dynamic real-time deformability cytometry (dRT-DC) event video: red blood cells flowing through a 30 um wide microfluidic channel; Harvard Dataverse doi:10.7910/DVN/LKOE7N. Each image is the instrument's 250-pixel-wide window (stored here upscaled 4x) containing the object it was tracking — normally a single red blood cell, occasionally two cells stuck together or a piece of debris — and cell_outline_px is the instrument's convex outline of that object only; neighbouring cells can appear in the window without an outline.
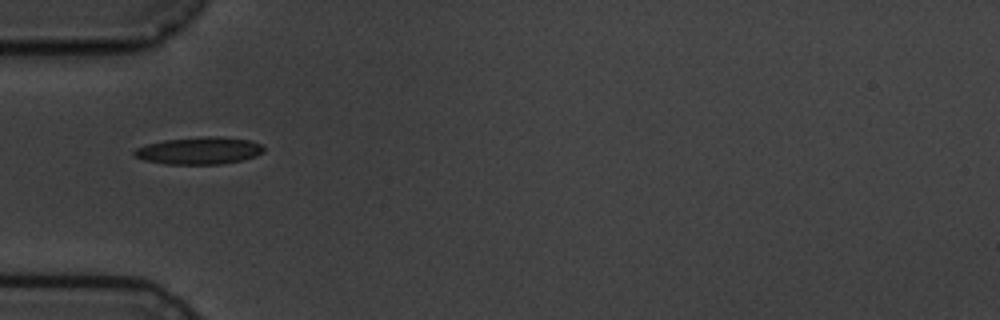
{"species": "common noctule bat (a hibernating species)", "species_latin": "Nyctalus noctula", "temperature_condition": "cold", "stored_images_in_passage": 3, "camera_frame_rate_fps": 3000, "um_per_image_px": 0.085, "animal": {"sex": "male", "body_mass_g": 19.5, "forearm_length_mm": 54.6}, "frame": {"image": 1, "passage_image": 1, "time_ms": 0.0, "image_size_px": [1000, 320], "cell_outline_px": [[264, 152], [256, 156], [240, 160], [220, 164], [164, 164], [144, 160], [132, 156], [132, 152], [136, 148], [148, 144], [164, 140], [204, 136], [220, 136], [248, 140], [260, 144], [264, 148]], "centroid_in_image_um": [16.9, 12.8], "position_along_channel_um": 68.1, "area_um2": 20.58}}
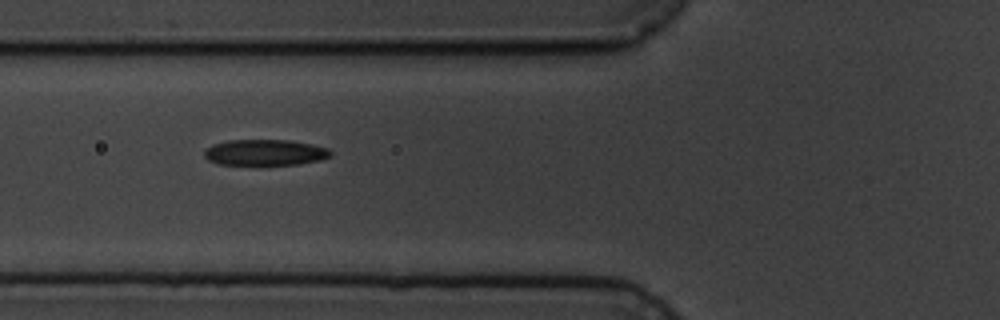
{"frame": {"image": 2, "passage_image": 2, "time_ms": 1.0, "image_size_px": [1000, 320], "cell_outline_px": [[332, 156], [320, 160], [296, 164], [216, 164], [208, 160], [204, 156], [204, 152], [212, 144], [228, 140], [288, 140], [312, 144], [328, 148], [332, 152]], "centroid_in_image_um": [22.53, 12.95], "position_along_channel_um": 103.3, "area_um2": 19.02}}
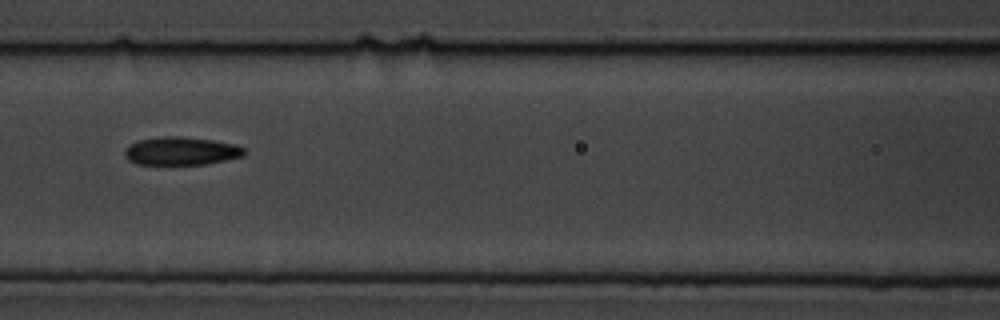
{"frame": {"image": 3, "passage_image": 3, "time_ms": 2.333, "image_size_px": [1000, 320], "cell_outline_px": [[244, 156], [204, 164], [136, 164], [128, 160], [124, 156], [124, 152], [132, 144], [140, 140], [164, 136], [180, 136], [212, 140], [236, 144], [244, 148]], "centroid_in_image_um": [15.41, 12.84], "position_along_channel_um": 151.2, "area_um2": 19.36}}